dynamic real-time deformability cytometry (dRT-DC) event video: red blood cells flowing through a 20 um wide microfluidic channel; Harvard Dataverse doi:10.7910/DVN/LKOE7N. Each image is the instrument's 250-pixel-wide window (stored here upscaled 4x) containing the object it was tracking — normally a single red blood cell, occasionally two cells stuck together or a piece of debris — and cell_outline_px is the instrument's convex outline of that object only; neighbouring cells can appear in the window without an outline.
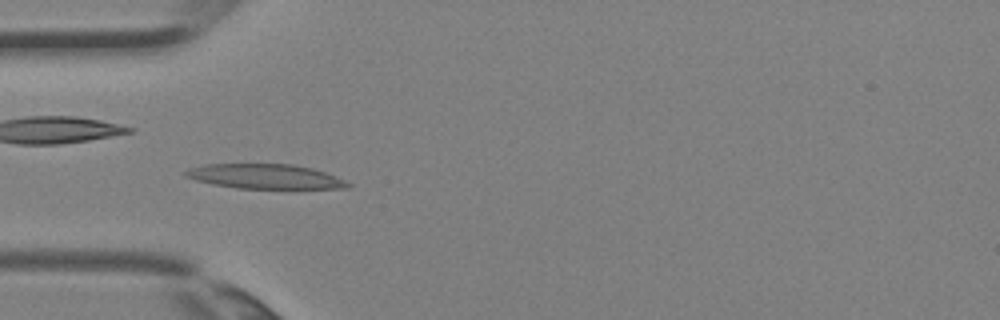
{"species": "Egyptian fruit bat (a non-hibernating species)", "species_latin": "Rousettus aegyptiacus", "temperature_condition": "room temperature", "stored_images_in_passage": 5, "camera_frame_rate_fps": 3000, "um_per_image_px": 0.085, "animal": {"sex": "female"}, "frame": {"image": 1, "passage_image": 4, "time_ms": 1.0, "image_size_px": [1000, 320], "cell_outline_px": [[352, 184], [348, 188], [236, 188], [212, 184], [196, 180], [184, 176], [184, 172], [188, 168], [204, 164], [292, 164], [312, 168], [324, 172], [344, 180]], "centroid_in_image_um": [22.48, 14.99], "position_along_channel_um": 62.5, "area_um2": 23.18}}
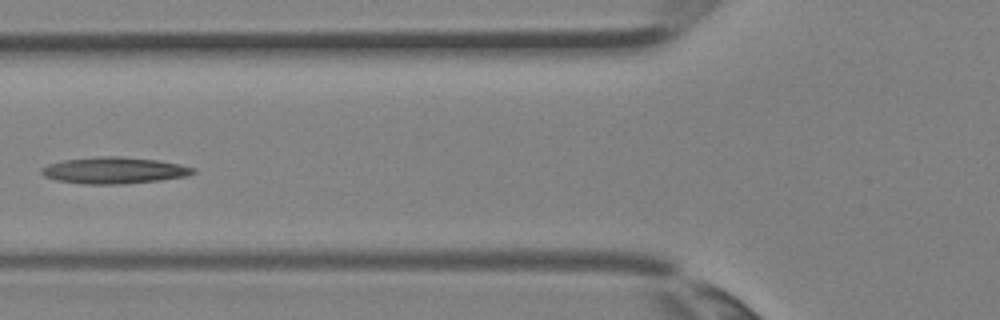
{"frame": {"image": 2, "passage_image": 5, "time_ms": 1.333, "image_size_px": [1000, 320], "cell_outline_px": [[196, 172], [188, 176], [160, 180], [124, 184], [84, 184], [56, 180], [44, 176], [40, 172], [40, 168], [48, 164], [64, 160], [96, 156], [120, 156], [156, 160], [180, 164], [196, 168]], "centroid_in_image_um": [9.7, 14.48], "position_along_channel_um": 116.1, "area_um2": 23.58}}